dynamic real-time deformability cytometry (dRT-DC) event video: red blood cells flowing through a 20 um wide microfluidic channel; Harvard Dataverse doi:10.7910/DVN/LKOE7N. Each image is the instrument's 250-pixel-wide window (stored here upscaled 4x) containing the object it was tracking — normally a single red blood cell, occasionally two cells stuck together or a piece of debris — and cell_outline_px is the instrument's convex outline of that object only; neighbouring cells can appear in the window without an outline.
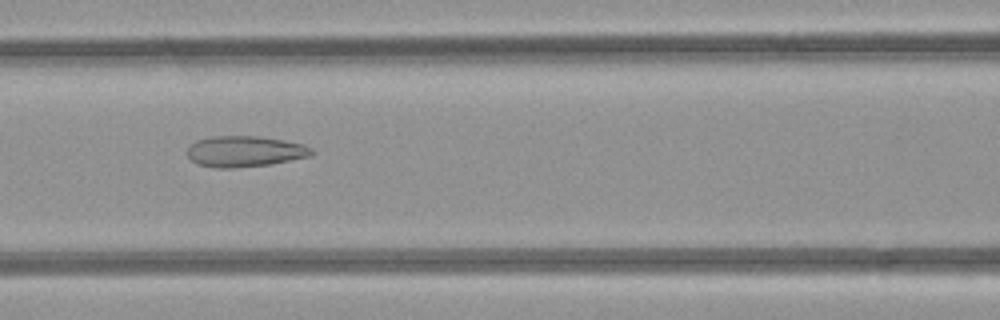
{"species": "common noctule bat (a hibernating species)", "species_latin": "Nyctalus noctula", "temperature_condition": "room temperature", "stored_images_in_passage": 7, "camera_frame_rate_fps": 3000, "um_per_image_px": 0.085, "animal": {"sex": "female", "body_mass_g": 21.9}, "frame": {"image": 1, "passage_image": 7, "time_ms": 6.667, "image_size_px": [1000, 320], "cell_outline_px": [[316, 152], [312, 156], [272, 164], [232, 168], [216, 168], [200, 164], [192, 160], [188, 156], [188, 144], [196, 140], [212, 136], [260, 136], [284, 140], [304, 144], [312, 148]], "centroid_in_image_um": [20.85, 12.86], "position_along_channel_um": 145.7, "area_um2": 22.66}}